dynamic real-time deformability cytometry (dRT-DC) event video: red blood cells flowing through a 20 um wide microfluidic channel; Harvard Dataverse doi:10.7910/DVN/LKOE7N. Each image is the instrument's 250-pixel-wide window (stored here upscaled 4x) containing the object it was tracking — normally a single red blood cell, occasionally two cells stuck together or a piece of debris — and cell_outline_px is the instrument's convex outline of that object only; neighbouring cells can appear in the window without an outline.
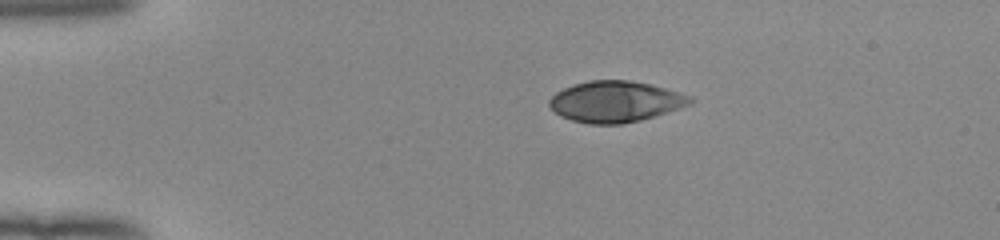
{"species": "human", "species_latin": "Homo sapiens", "temperature_condition": "room temperature", "stored_images_in_passage": 42, "camera_frame_rate_fps": 3000, "um_per_image_px": 0.085, "donor": {"sex": "female"}, "frame": {"image": 1, "passage_image": 1, "time_ms": 0.0, "image_size_px": [1000, 240], "cell_outline_px": [[692, 104], [640, 120], [624, 124], [588, 124], [572, 120], [560, 116], [548, 104], [548, 100], [556, 92], [572, 84], [588, 80], [628, 80], [648, 84], [664, 88], [692, 96]], "centroid_in_image_um": [52.28, 8.63], "position_along_channel_um": 32.7, "area_um2": 33.58}}
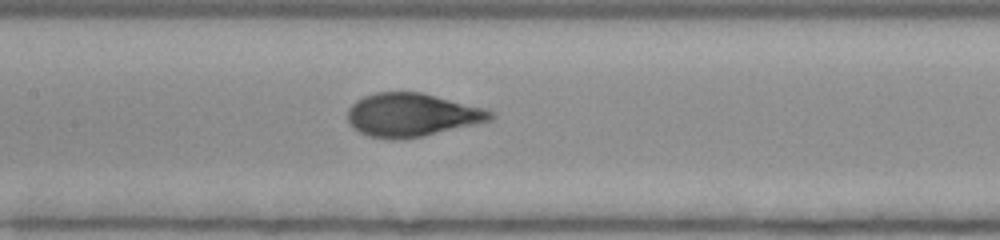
{"frame": {"image": 2, "passage_image": 16, "time_ms": 5.0, "image_size_px": [1000, 240], "cell_outline_px": [[496, 116], [492, 120], [424, 136], [400, 140], [388, 140], [368, 136], [352, 128], [348, 124], [348, 108], [356, 100], [364, 96], [376, 92], [420, 92], [488, 108]], "centroid_in_image_um": [35.01, 9.78], "position_along_channel_um": 172.4, "area_um2": 36.53}}
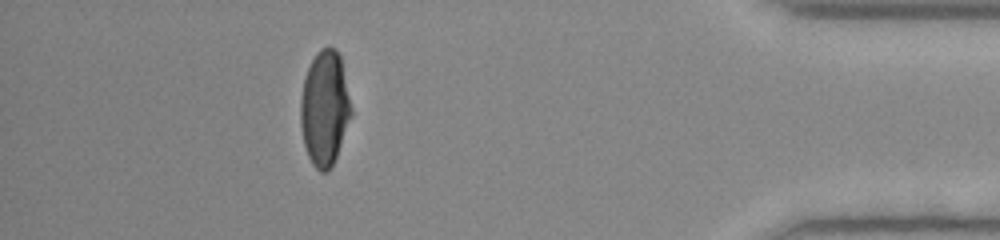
{"frame": {"image": 3, "passage_image": 37, "time_ms": 12.0, "image_size_px": [1000, 240], "cell_outline_px": [[352, 116], [336, 156], [332, 164], [324, 172], [320, 172], [312, 164], [308, 156], [304, 144], [300, 124], [300, 100], [304, 76], [316, 52], [320, 48], [328, 44], [336, 48], [340, 56], [352, 108]], "centroid_in_image_um": [27.59, 9.15], "position_along_channel_um": 407.6, "area_um2": 34.1}, "authors_computed_cell_mechanics": {"area_um2": 35.547, "velocity_mm_per_s": 3.981, "shape_relaxation_time_tau1_ms": 3.6682, "shape_relaxation_time_tau2_ms": null, "deformation_change_tau1": 0.2094, "deformation_change_tau2": null}}